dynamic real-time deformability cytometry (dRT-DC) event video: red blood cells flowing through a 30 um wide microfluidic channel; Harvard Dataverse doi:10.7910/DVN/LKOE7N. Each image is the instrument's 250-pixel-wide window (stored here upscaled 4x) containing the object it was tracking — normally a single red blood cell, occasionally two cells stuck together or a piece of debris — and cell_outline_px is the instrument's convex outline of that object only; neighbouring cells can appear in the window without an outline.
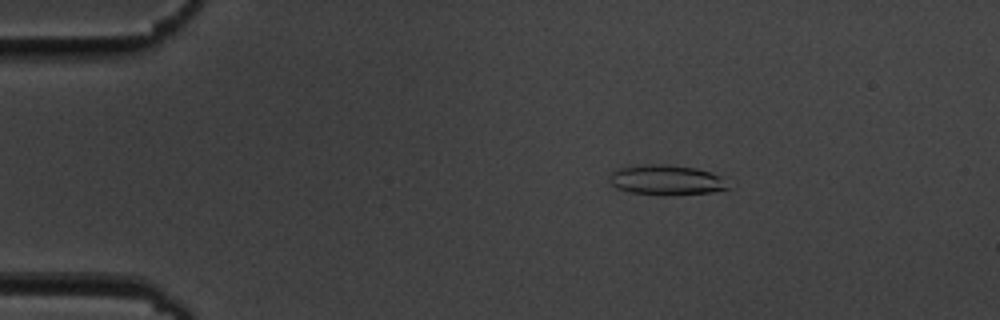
{"species": "common noctule bat (a hibernating species)", "species_latin": "Nyctalus noctula", "temperature_condition": "cold", "stored_images_in_passage": 56, "camera_frame_rate_fps": 3000, "um_per_image_px": 0.085, "animal": {"sex": "male", "body_mass_g": 19.5, "forearm_length_mm": 54.6}, "frame": {"image": 1, "passage_image": 10, "time_ms": 3.0, "image_size_px": [1000, 320], "cell_outline_px": [[728, 188], [708, 192], [632, 192], [616, 188], [608, 180], [608, 176], [612, 172], [620, 168], [644, 164], [664, 164], [696, 168], [720, 176]], "centroid_in_image_um": [56.54, 15.23], "position_along_channel_um": 28.5, "area_um2": 19.42}}
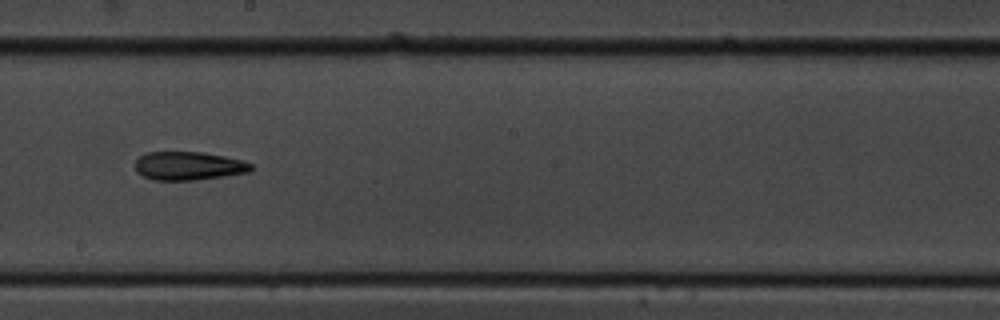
{"frame": {"image": 2, "passage_image": 32, "time_ms": 10.333, "image_size_px": [1000, 320], "cell_outline_px": [[252, 168], [248, 172], [196, 180], [152, 180], [136, 172], [136, 160], [144, 152], [204, 152], [244, 160], [252, 164]], "centroid_in_image_um": [16.01, 14.09], "position_along_channel_um": 232.2, "area_um2": 19.25}}
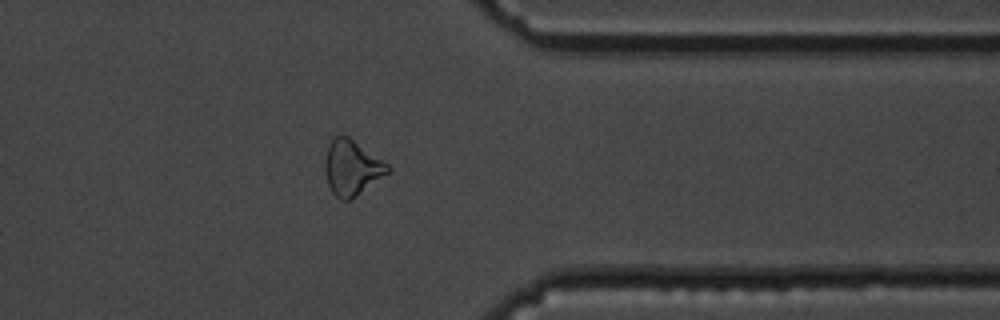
{"frame": {"image": 3, "passage_image": 45, "time_ms": 14.667, "image_size_px": [1000, 320], "cell_outline_px": [[392, 172], [348, 200], [340, 200], [332, 192], [328, 184], [324, 172], [324, 160], [328, 144], [332, 136], [348, 136], [388, 164], [392, 168]], "centroid_in_image_um": [29.9, 14.24], "position_along_channel_um": 381.5, "area_um2": 20.29}, "authors_computed_cell_mechanics": {"area_um2": 20.2011, "velocity_mm_per_s": 3.6175, "shape_relaxation_time_tau1_ms": 8.6197, "shape_relaxation_time_tau2_ms": 7.2927, "deformation_change_tau1": 0.2107, "deformation_change_tau2": 0.1871}}